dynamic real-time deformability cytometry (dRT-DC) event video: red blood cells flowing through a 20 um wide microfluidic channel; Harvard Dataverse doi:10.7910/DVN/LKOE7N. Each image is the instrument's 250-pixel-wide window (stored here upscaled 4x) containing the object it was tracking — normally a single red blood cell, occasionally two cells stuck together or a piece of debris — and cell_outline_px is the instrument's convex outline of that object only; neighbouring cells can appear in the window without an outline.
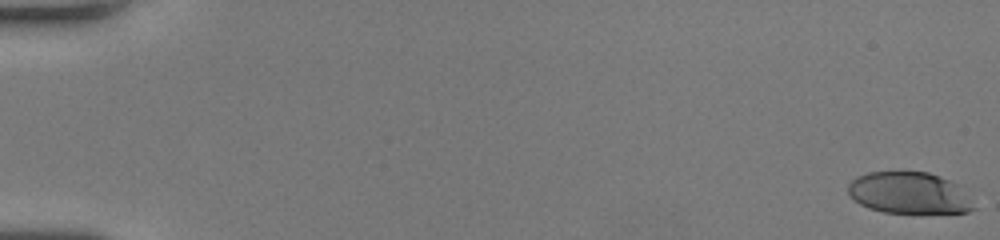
{"species": "human", "species_latin": "Homo sapiens", "temperature_condition": "room temperature", "stored_images_in_passage": 54, "camera_frame_rate_fps": 3000, "um_per_image_px": 0.085, "donor": {"sex": "female"}, "frame": {"image": 1, "passage_image": 1, "time_ms": 0.0, "image_size_px": [1000, 240], "cell_outline_px": [[976, 208], [968, 212], [920, 216], [884, 212], [868, 208], [860, 204], [848, 192], [848, 184], [856, 176], [868, 172], [928, 172], [940, 176], [956, 184]], "centroid_in_image_um": [77.27, 16.46], "position_along_channel_um": 7.7, "area_um2": 31.1}}
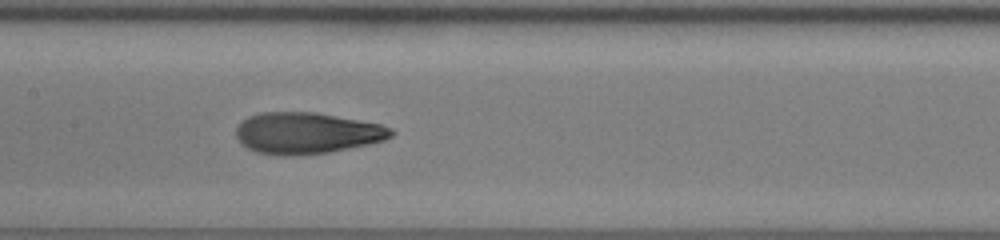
{"frame": {"image": 2, "passage_image": 29, "time_ms": 9.333, "image_size_px": [1000, 240], "cell_outline_px": [[396, 132], [392, 136], [384, 140], [368, 144], [328, 152], [292, 156], [284, 156], [256, 152], [248, 148], [236, 136], [236, 128], [248, 116], [260, 112], [316, 112], [380, 124], [392, 128]], "centroid_in_image_um": [26.09, 11.31], "position_along_channel_um": 181.3, "area_um2": 37.22}}
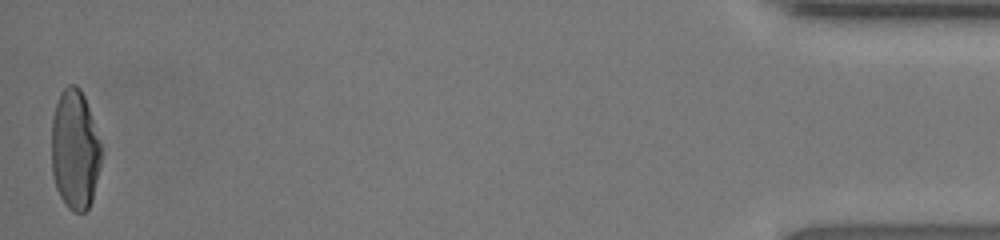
{"frame": {"image": 3, "passage_image": 54, "time_ms": 17.667, "image_size_px": [1000, 240], "cell_outline_px": [[100, 168], [92, 200], [88, 208], [84, 212], [72, 212], [68, 208], [60, 196], [56, 188], [52, 176], [52, 116], [60, 92], [68, 84], [76, 84], [80, 88], [84, 96], [100, 144]], "centroid_in_image_um": [6.34, 12.74], "position_along_channel_um": 428.9, "area_um2": 34.56}, "authors_computed_cell_mechanics": {"area_um2": 36.0672, "velocity_mm_per_s": 3.9786, "shape_relaxation_time_tau1_ms": 10.1664, "shape_relaxation_time_tau2_ms": 1.1025, "deformation_change_tau1": 0.3686, "deformation_change_tau2": 0.0809}}